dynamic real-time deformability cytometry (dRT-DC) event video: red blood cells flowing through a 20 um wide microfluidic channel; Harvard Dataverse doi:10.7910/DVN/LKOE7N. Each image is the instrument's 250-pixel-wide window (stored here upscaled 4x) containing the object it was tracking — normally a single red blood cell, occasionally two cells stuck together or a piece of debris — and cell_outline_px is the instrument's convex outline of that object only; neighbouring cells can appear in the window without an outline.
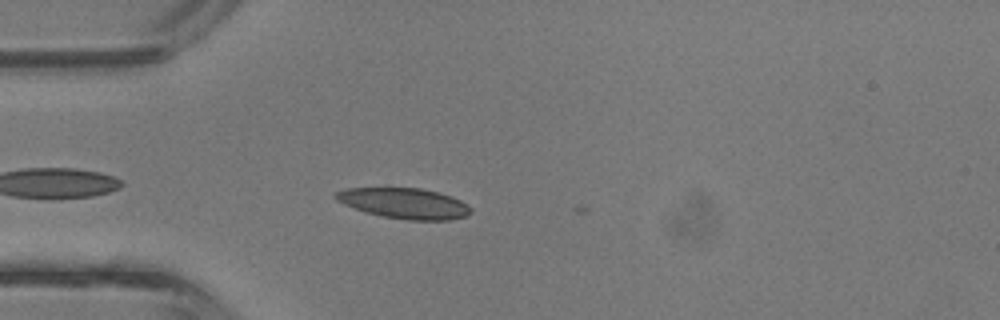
{"species": "common noctule bat (a hibernating species)", "species_latin": "Nyctalus noctula", "temperature_condition": "room temperature", "stored_images_in_passage": 9, "camera_frame_rate_fps": 3000, "um_per_image_px": 0.085, "animal": {"sex": "male", "body_mass_g": 13.3}, "frame": {"image": 1, "passage_image": 5, "time_ms": 1.333, "image_size_px": [1000, 320], "cell_outline_px": [[472, 212], [468, 216], [452, 220], [408, 220], [384, 216], [364, 212], [344, 204], [336, 200], [332, 196], [336, 192], [344, 188], [420, 188], [452, 196], [468, 204], [472, 208]], "centroid_in_image_um": [34.39, 17.28], "position_along_channel_um": 50.6, "area_um2": 24.22}}
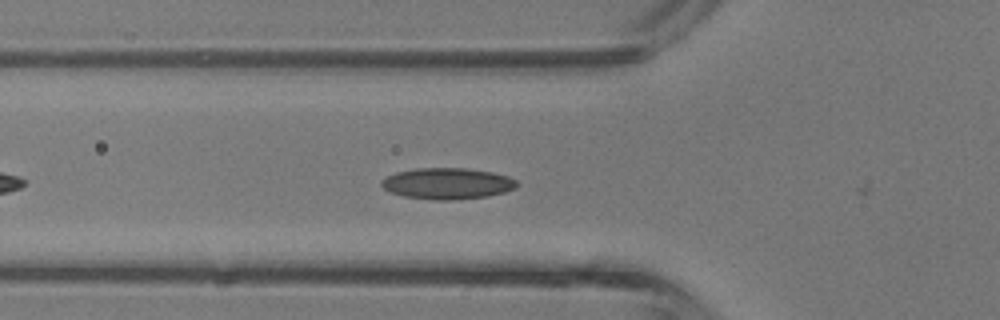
{"frame": {"image": 2, "passage_image": 8, "time_ms": 2.333, "image_size_px": [1000, 320], "cell_outline_px": [[516, 188], [504, 192], [488, 196], [452, 200], [432, 200], [404, 196], [392, 192], [384, 188], [380, 184], [380, 180], [396, 172], [416, 168], [468, 168], [492, 172], [508, 176], [516, 180]], "centroid_in_image_um": [38.02, 15.59], "position_along_channel_um": 87.8, "area_um2": 24.62}}